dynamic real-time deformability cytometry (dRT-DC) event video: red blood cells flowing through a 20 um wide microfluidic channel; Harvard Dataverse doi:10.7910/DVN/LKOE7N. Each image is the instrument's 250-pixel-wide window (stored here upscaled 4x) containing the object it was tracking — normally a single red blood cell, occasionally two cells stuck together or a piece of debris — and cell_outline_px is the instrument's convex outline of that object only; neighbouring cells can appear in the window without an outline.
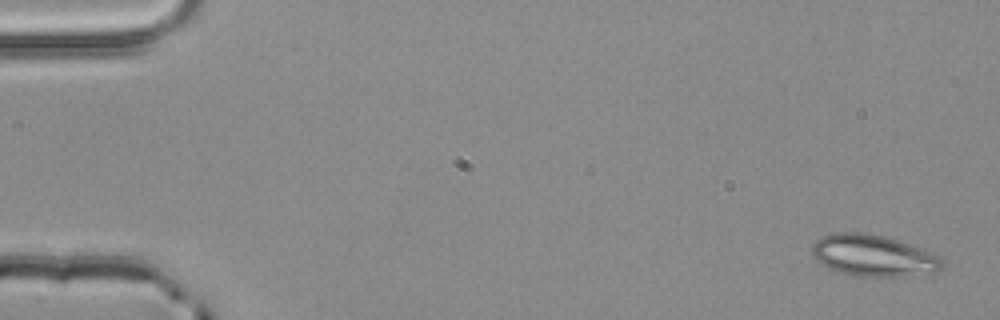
{"species": "common noctule bat (a hibernating species)", "species_latin": "Nyctalus noctula", "temperature_condition": "room temperature", "stored_images_in_passage": 4, "camera_frame_rate_fps": 3000, "um_per_image_px": 0.085, "animal": {"sex": "male", "body_mass_g": 20.4}, "frame": {"image": 1, "passage_image": 1, "time_ms": 0.0, "image_size_px": [1000, 320], "cell_outline_px": [[944, 264], [936, 272], [912, 276], [856, 276], [840, 272], [816, 260], [812, 252], [812, 248], [816, 240], [824, 236], [836, 232], [860, 232], [884, 236], [932, 252], [940, 256]], "centroid_in_image_um": [74.27, 21.73], "position_along_channel_um": 10.7, "area_um2": 31.15}}